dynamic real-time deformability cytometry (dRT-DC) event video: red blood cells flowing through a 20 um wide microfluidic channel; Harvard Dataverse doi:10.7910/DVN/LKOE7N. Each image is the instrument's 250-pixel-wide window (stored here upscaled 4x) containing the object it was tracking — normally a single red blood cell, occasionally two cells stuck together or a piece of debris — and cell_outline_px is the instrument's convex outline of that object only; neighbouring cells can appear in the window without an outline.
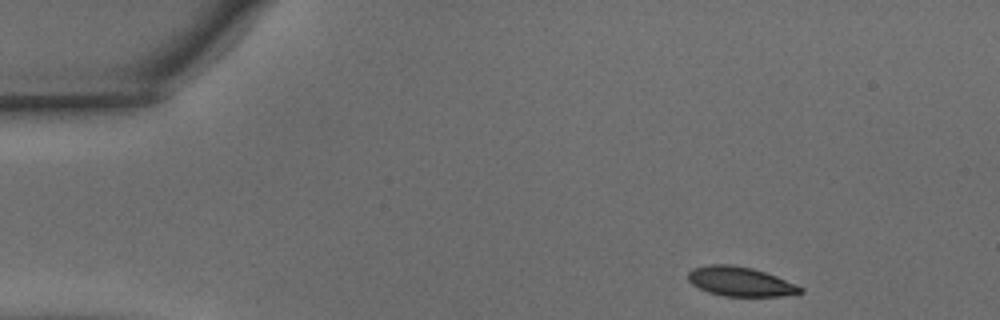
{"species": "common noctule bat (a hibernating species)", "species_latin": "Nyctalus noctula", "temperature_condition": "warm", "stored_images_in_passage": 35, "camera_frame_rate_fps": 3000, "um_per_image_px": 0.085, "animal": {"sex": "male", "body_mass_g": 15.6}, "frame": {"image": 1, "passage_image": 1, "time_ms": 0.0, "image_size_px": [1000, 320], "cell_outline_px": [[804, 292], [780, 296], [724, 296], [708, 292], [692, 284], [688, 280], [688, 272], [692, 268], [712, 264], [728, 264], [752, 268], [776, 276], [796, 284], [804, 288]], "centroid_in_image_um": [62.92, 23.93], "position_along_channel_um": 22.1, "area_um2": 19.13}}
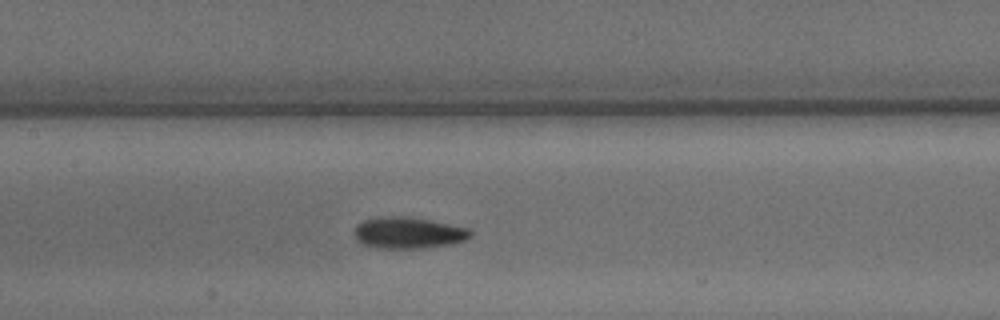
{"frame": {"image": 2, "passage_image": 18, "time_ms": 5.667, "image_size_px": [1000, 320], "cell_outline_px": [[472, 236], [464, 240], [448, 244], [420, 248], [376, 248], [364, 244], [356, 240], [356, 224], [364, 220], [376, 216], [404, 216], [428, 220], [472, 228]], "centroid_in_image_um": [34.71, 19.77], "position_along_channel_um": 172.7, "area_um2": 21.21}}
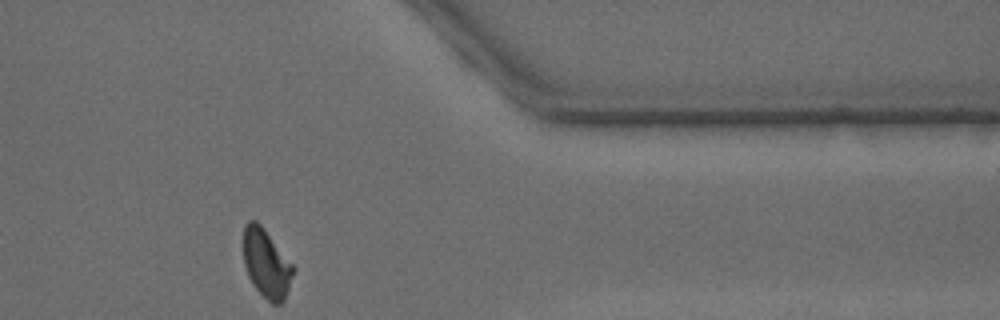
{"frame": {"image": 3, "passage_image": 35, "time_ms": 11.333, "image_size_px": [1000, 320], "cell_outline_px": [[296, 268], [284, 300], [280, 304], [272, 304], [256, 288], [248, 276], [244, 264], [244, 224], [248, 220], [256, 220], [264, 228]], "centroid_in_image_um": [22.65, 22.38], "position_along_channel_um": 388.7, "area_um2": 19.83}, "authors_computed_cell_mechanics": {"area_um2": 20.8658, "velocity_mm_per_s": 4.1176, "shape_relaxation_time_tau1_ms": 2.601, "shape_relaxation_time_tau2_ms": 1.2255, "deformation_change_tau1": 0.121, "deformation_change_tau2": 0.0504}}